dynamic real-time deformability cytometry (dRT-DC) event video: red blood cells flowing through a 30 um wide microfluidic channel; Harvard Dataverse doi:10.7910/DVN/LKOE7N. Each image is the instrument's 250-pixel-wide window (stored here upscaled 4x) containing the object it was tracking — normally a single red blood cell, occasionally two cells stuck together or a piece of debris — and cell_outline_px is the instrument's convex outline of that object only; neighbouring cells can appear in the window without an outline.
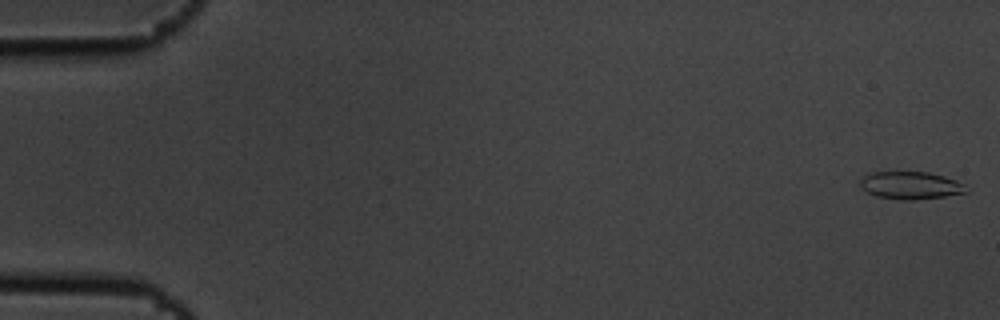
{"species": "common noctule bat (a hibernating species)", "species_latin": "Nyctalus noctula", "temperature_condition": "cold", "stored_images_in_passage": 8, "camera_frame_rate_fps": 3000, "um_per_image_px": 0.085, "animal": {"sex": "male", "body_mass_g": 19.5, "forearm_length_mm": 54.6}, "frame": {"image": 1, "passage_image": 1, "time_ms": 0.0, "image_size_px": [1000, 320], "cell_outline_px": [[968, 192], [944, 196], [912, 200], [900, 200], [876, 196], [860, 188], [860, 176], [872, 172], [928, 172], [944, 176], [956, 180], [964, 184]], "centroid_in_image_um": [77.36, 15.75], "position_along_channel_um": 7.6, "area_um2": 17.11}}
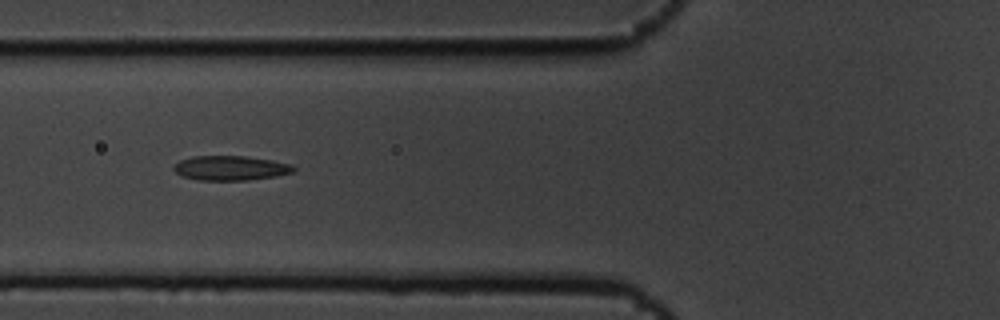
{"frame": {"image": 2, "passage_image": 6, "time_ms": 1.667, "image_size_px": [1000, 320], "cell_outline_px": [[296, 168], [292, 172], [276, 176], [248, 180], [196, 180], [180, 176], [172, 168], [180, 160], [192, 156], [244, 156], [272, 160], [292, 164]], "centroid_in_image_um": [19.58, 14.28], "position_along_channel_um": 106.2, "area_um2": 17.22}}
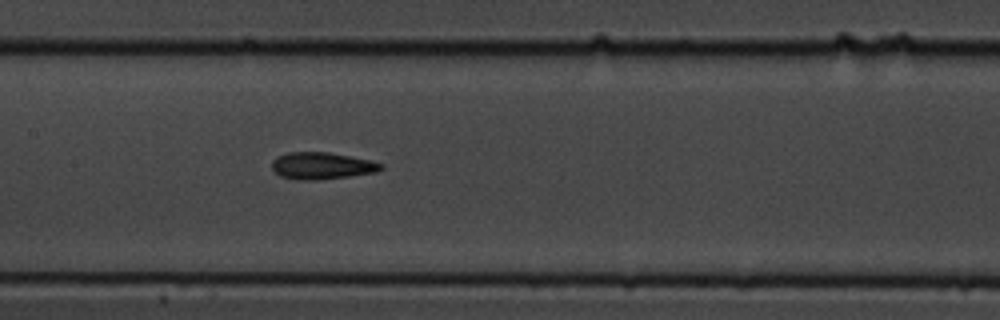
{"frame": {"image": 3, "passage_image": 8, "time_ms": 2.333, "image_size_px": [1000, 320], "cell_outline_px": [[384, 168], [376, 172], [320, 180], [300, 180], [280, 176], [272, 168], [272, 160], [276, 156], [288, 152], [328, 152], [368, 160], [384, 164]], "centroid_in_image_um": [27.33, 14.09], "position_along_channel_um": 180.1, "area_um2": 17.05}}